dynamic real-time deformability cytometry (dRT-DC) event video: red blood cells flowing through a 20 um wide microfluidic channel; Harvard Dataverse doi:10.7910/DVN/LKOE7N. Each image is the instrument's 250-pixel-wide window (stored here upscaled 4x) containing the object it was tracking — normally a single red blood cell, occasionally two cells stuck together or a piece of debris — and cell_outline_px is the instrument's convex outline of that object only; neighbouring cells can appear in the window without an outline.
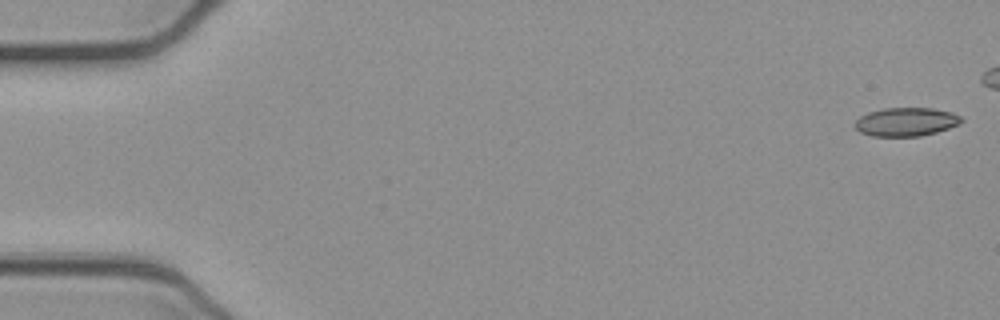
{"species": "common noctule bat (a hibernating species)", "species_latin": "Nyctalus noctula", "temperature_condition": "cold", "stored_images_in_passage": 45, "camera_frame_rate_fps": 3000, "um_per_image_px": 0.085, "animal": {"sex": "female", "body_mass_g": 21.9}, "frame": {"image": 1, "passage_image": 1, "time_ms": 0.0, "image_size_px": [1000, 320], "cell_outline_px": [[964, 120], [960, 124], [936, 132], [920, 136], [872, 136], [860, 132], [856, 128], [856, 120], [860, 116], [868, 112], [884, 108], [932, 108], [952, 112], [960, 116]], "centroid_in_image_um": [77.03, 10.35], "position_along_channel_um": 8.0, "area_um2": 17.69}}
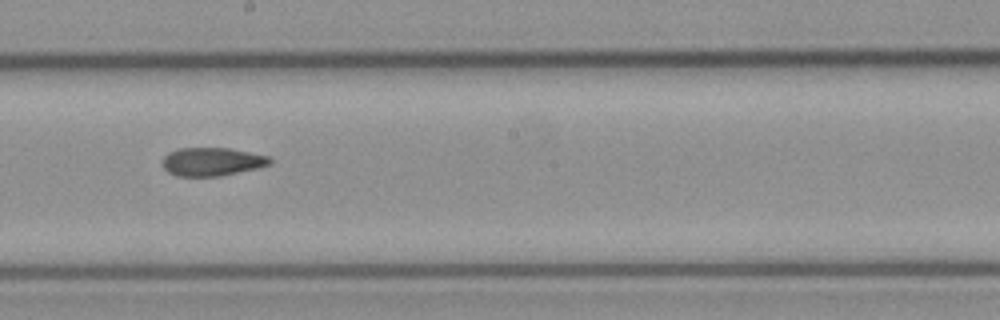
{"frame": {"image": 2, "passage_image": 29, "time_ms": 9.333, "image_size_px": [1000, 320], "cell_outline_px": [[272, 164], [256, 168], [220, 176], [176, 176], [168, 172], [164, 168], [164, 156], [168, 152], [180, 148], [228, 148], [268, 156], [272, 160]], "centroid_in_image_um": [18.01, 13.74], "position_along_channel_um": 230.2, "area_um2": 17.57}}
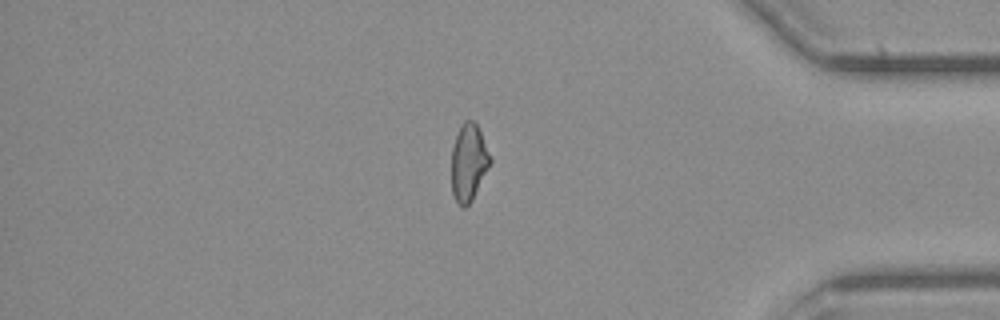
{"frame": {"image": 3, "passage_image": 44, "time_ms": 14.333, "image_size_px": [1000, 320], "cell_outline_px": [[492, 160], [472, 200], [464, 208], [460, 208], [452, 192], [452, 148], [460, 124], [464, 120], [472, 120], [476, 124], [480, 132]], "centroid_in_image_um": [39.82, 13.81], "position_along_channel_um": 395.4, "area_um2": 17.17}}